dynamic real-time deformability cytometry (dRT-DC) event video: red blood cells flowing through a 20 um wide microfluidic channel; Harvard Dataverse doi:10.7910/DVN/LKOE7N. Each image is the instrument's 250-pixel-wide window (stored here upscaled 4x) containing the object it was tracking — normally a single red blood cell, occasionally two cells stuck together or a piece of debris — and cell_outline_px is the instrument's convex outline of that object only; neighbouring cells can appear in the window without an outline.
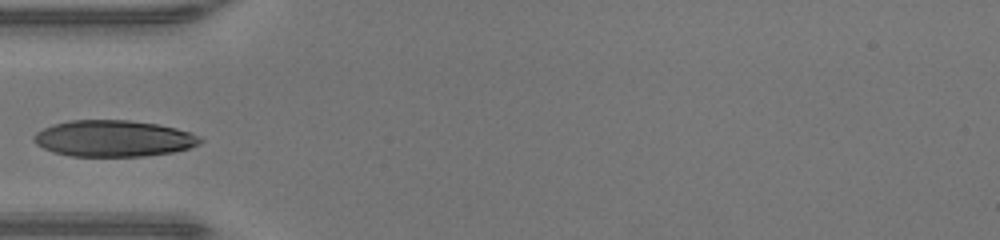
{"species": "human", "species_latin": "Homo sapiens", "temperature_condition": "warm", "stored_images_in_passage": 24, "camera_frame_rate_fps": 3000, "um_per_image_px": 0.085, "donor": {"sex": "male"}, "frame": {"image": 1, "passage_image": 1, "time_ms": 0.0, "image_size_px": [1000, 240], "cell_outline_px": [[204, 140], [188, 148], [172, 152], [144, 156], [72, 156], [52, 152], [36, 144], [32, 140], [32, 136], [36, 132], [52, 124], [72, 120], [128, 120], [156, 124], [176, 128], [192, 132], [200, 136]], "centroid_in_image_um": [9.63, 11.77], "position_along_channel_um": 75.4, "area_um2": 35.26}}
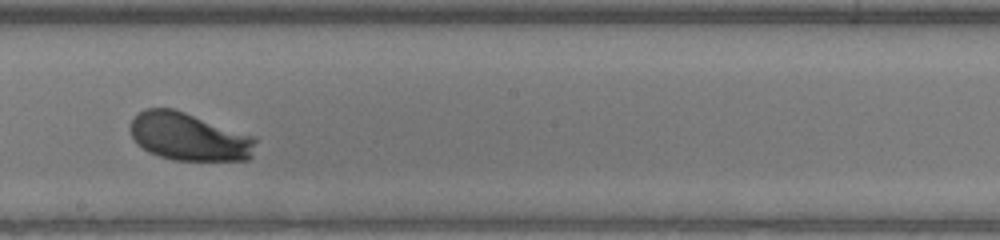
{"frame": {"image": 2, "passage_image": 12, "time_ms": 3.667, "image_size_px": [1000, 240], "cell_outline_px": [[256, 140], [252, 156], [248, 160], [172, 160], [148, 152], [132, 136], [132, 120], [144, 108], [172, 108], [256, 136]], "centroid_in_image_um": [16.11, 11.63], "position_along_channel_um": 232.1, "area_um2": 34.62}}
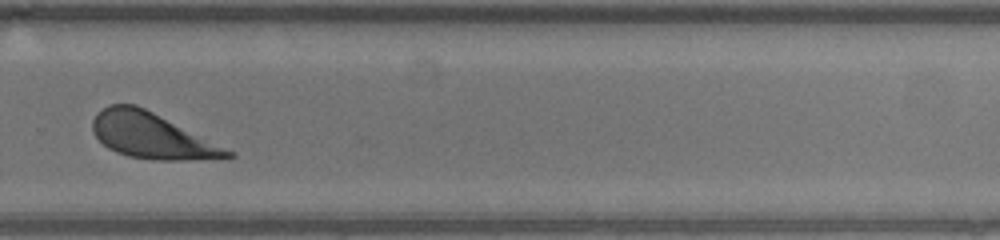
{"frame": {"image": 3, "passage_image": 18, "time_ms": 5.667, "image_size_px": [1000, 240], "cell_outline_px": [[236, 156], [188, 160], [156, 160], [128, 156], [116, 152], [108, 148], [92, 132], [92, 120], [96, 112], [108, 104], [136, 104], [236, 152]], "centroid_in_image_um": [12.87, 11.53], "position_along_channel_um": 316.9, "area_um2": 35.72}}